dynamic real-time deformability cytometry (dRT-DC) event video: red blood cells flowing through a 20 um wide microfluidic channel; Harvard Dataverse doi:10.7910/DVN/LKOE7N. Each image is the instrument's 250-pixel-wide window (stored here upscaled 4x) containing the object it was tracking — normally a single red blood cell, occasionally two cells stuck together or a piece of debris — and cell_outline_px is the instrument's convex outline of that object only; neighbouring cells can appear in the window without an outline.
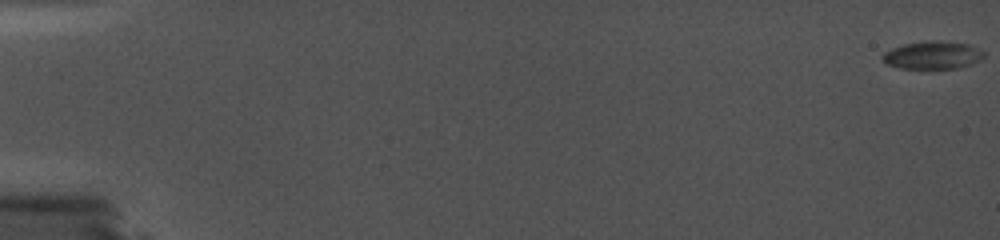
{"species": "common noctule bat (a hibernating species)", "species_latin": "Nyctalus noctula", "temperature_condition": "cold", "stored_images_in_passage": 88, "camera_frame_rate_fps": 5000, "um_per_image_px": 0.085, "animal": {"sex": "female", "body_mass_g": 19.0, "forearm_length_mm": 56.7}, "frame": {"image": 1, "passage_image": 1, "time_ms": 0.0, "image_size_px": [1000, 240], "cell_outline_px": [[984, 56], [980, 60], [972, 64], [960, 68], [900, 68], [884, 64], [880, 56], [884, 52], [892, 48], [904, 44], [936, 40], [940, 40], [968, 44], [984, 52]], "centroid_in_image_um": [79.24, 4.69], "position_along_channel_um": 5.8, "area_um2": 16.47}}
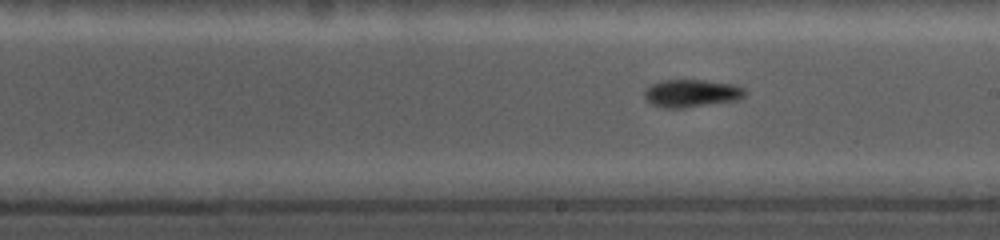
{"frame": {"image": 2, "passage_image": 56, "time_ms": 11.0, "image_size_px": [1000, 240], "cell_outline_px": [[748, 92], [740, 100], [684, 108], [664, 108], [652, 104], [644, 96], [644, 92], [652, 84], [660, 80], [704, 80], [736, 84], [744, 88]], "centroid_in_image_um": [58.84, 7.93], "position_along_channel_um": 230.2, "area_um2": 16.42}}
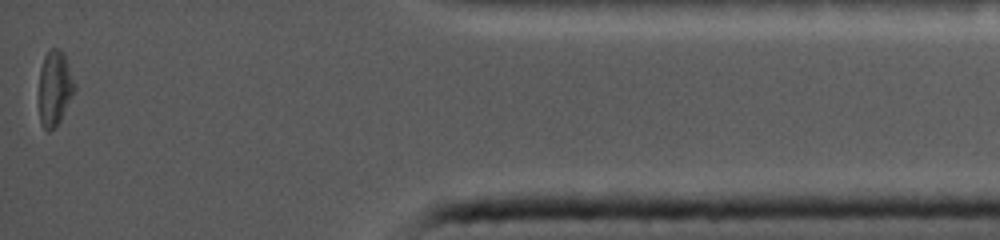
{"frame": {"image": 3, "passage_image": 87, "time_ms": 17.2, "image_size_px": [1000, 240], "cell_outline_px": [[76, 88], [60, 120], [48, 132], [40, 124], [40, 68], [44, 56], [48, 48], [60, 48], [64, 52], [76, 84]], "centroid_in_image_um": [4.66, 7.42], "position_along_channel_um": 430.5, "area_um2": 15.55}}